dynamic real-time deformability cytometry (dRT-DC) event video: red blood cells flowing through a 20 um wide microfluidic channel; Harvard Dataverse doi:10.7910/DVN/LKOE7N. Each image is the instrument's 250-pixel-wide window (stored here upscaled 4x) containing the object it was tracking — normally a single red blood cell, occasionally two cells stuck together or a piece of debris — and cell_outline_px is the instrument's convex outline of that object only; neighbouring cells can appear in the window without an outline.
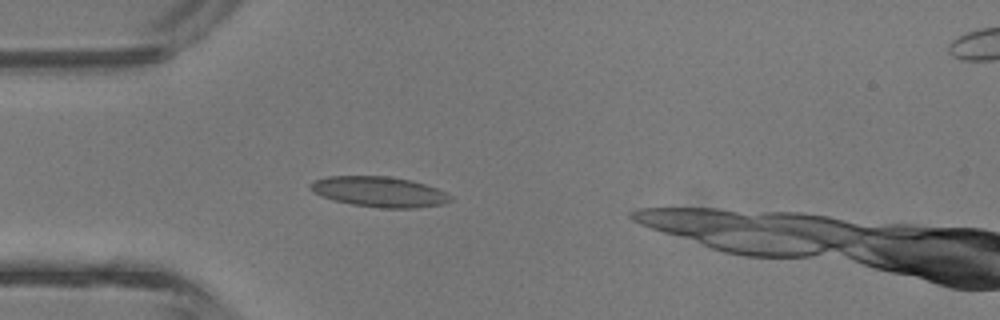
{"species": "common noctule bat (a hibernating species)", "species_latin": "Nyctalus noctula", "temperature_condition": "room temperature", "stored_images_in_passage": 34, "camera_frame_rate_fps": 3000, "um_per_image_px": 0.085, "animal": {"sex": "male", "body_mass_g": 13.3}, "frame": {"image": 1, "passage_image": 8, "time_ms": 2.333, "image_size_px": [1000, 320], "cell_outline_px": [[452, 200], [444, 204], [412, 208], [380, 208], [352, 204], [332, 200], [320, 196], [308, 188], [308, 184], [312, 180], [328, 176], [388, 176], [412, 180], [436, 188], [452, 196]], "centroid_in_image_um": [32.19, 16.3], "position_along_channel_um": 52.8, "area_um2": 24.97}}
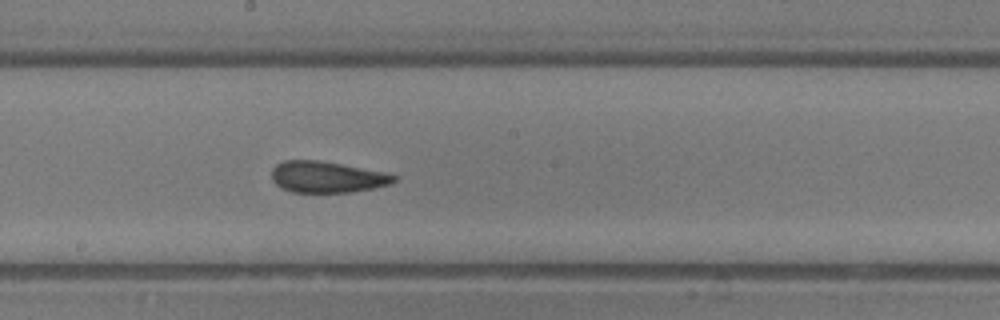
{"frame": {"image": 2, "passage_image": 19, "time_ms": 6.0, "image_size_px": [1000, 320], "cell_outline_px": [[396, 180], [392, 184], [376, 188], [352, 192], [292, 192], [280, 188], [272, 180], [272, 168], [276, 164], [284, 160], [316, 160], [340, 164], [384, 172], [396, 176]], "centroid_in_image_um": [27.78, 15.05], "position_along_channel_um": 220.4, "area_um2": 22.31}}
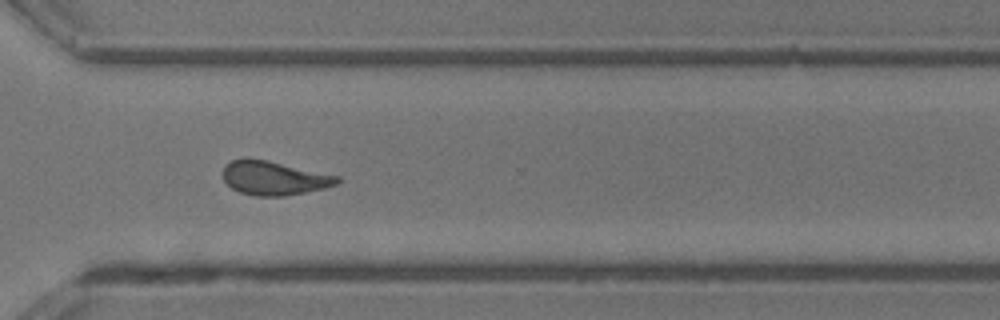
{"frame": {"image": 3, "passage_image": 27, "time_ms": 8.667, "image_size_px": [1000, 320], "cell_outline_px": [[340, 180], [336, 184], [324, 188], [284, 196], [256, 196], [240, 192], [232, 188], [224, 180], [224, 164], [232, 160], [244, 156], [264, 160], [340, 176]], "centroid_in_image_um": [23.25, 15.12], "position_along_channel_um": 347.3, "area_um2": 22.43}, "authors_computed_cell_mechanics": {"area_um2": 22.542, "velocity_mm_per_s": 4.7815, "shape_relaxation_time_tau1_ms": null, "shape_relaxation_time_tau2_ms": 1.9555, "deformation_change_tau1": null, "deformation_change_tau2": 0.1125}}